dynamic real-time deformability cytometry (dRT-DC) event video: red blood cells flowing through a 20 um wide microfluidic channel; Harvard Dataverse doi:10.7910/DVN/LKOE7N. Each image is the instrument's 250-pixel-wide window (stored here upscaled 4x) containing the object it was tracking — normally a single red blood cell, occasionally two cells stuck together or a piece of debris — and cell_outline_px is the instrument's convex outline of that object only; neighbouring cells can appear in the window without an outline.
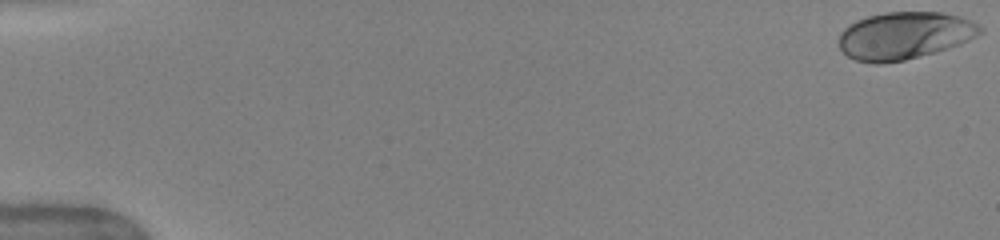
{"species": "human", "species_latin": "Homo sapiens", "temperature_condition": "warm", "stored_images_in_passage": 51, "camera_frame_rate_fps": 3000, "um_per_image_px": 0.085, "donor": {"sex": "female"}, "frame": {"image": 1, "passage_image": 1, "time_ms": 0.0, "image_size_px": [1000, 240], "cell_outline_px": [[984, 32], [960, 44], [936, 52], [904, 60], [880, 64], [872, 64], [856, 60], [848, 56], [840, 48], [840, 32], [848, 24], [856, 20], [868, 16], [884, 12], [940, 12], [960, 16], [972, 20], [984, 28]], "centroid_in_image_um": [76.9, 3.02], "position_along_channel_um": 8.1, "area_um2": 39.25}}
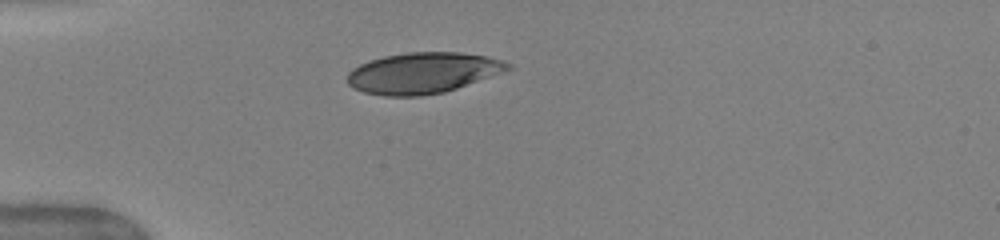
{"frame": {"image": 2, "passage_image": 15, "time_ms": 4.667, "image_size_px": [1000, 240], "cell_outline_px": [[512, 68], [456, 88], [444, 92], [420, 96], [384, 96], [364, 92], [352, 88], [348, 84], [348, 72], [352, 68], [368, 60], [384, 56], [408, 52], [460, 52], [484, 56], [500, 60], [512, 64]], "centroid_in_image_um": [35.88, 6.2], "position_along_channel_um": 49.1, "area_um2": 38.03}}
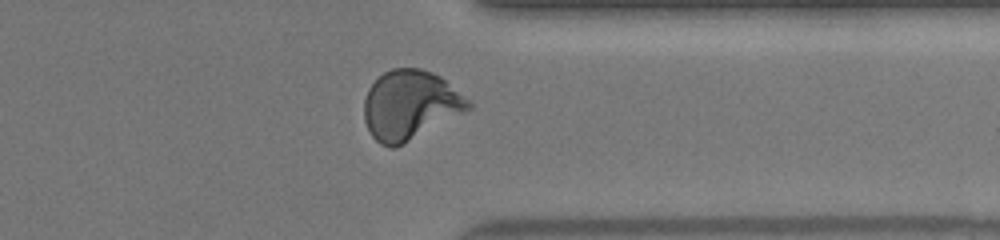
{"frame": {"image": 3, "passage_image": 41, "time_ms": 13.333, "image_size_px": [1000, 240], "cell_outline_px": [[472, 108], [404, 144], [396, 148], [392, 148], [380, 144], [372, 136], [364, 120], [364, 100], [368, 88], [384, 72], [392, 68], [420, 68], [432, 72], [440, 76], [468, 100], [472, 104]], "centroid_in_image_um": [34.83, 8.94], "position_along_channel_um": 376.6, "area_um2": 41.91}, "authors_computed_cell_mechanics": {"area_um2": 39.7086, "velocity_mm_per_s": 4.0195, "shape_relaxation_time_tau1_ms": 3.489, "shape_relaxation_time_tau2_ms": null, "deformation_change_tau1": 0.1968, "deformation_change_tau2": null}}